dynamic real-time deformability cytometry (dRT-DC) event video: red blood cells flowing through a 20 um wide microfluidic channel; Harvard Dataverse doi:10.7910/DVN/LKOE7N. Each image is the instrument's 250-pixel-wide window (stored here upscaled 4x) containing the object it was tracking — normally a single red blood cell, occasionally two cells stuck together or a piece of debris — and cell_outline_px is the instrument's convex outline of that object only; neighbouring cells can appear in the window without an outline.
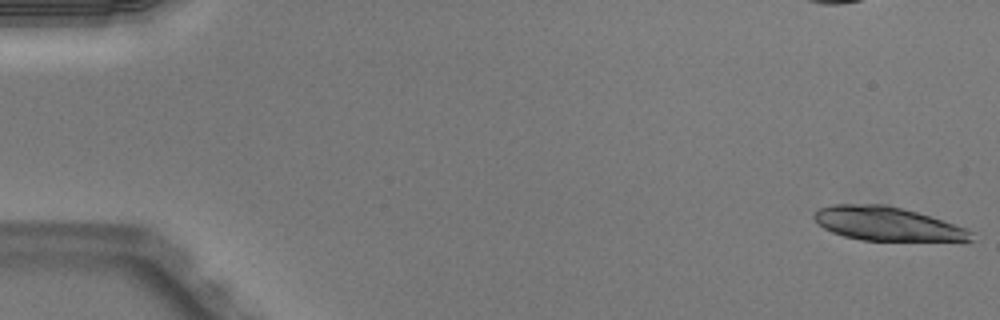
{"species": "Egyptian fruit bat (a non-hibernating species)", "species_latin": "Rousettus aegyptiacus", "temperature_condition": "warm", "stored_images_in_passage": 50, "camera_frame_rate_fps": 3000, "um_per_image_px": 0.085, "animal": {"sex": "male"}, "frame": {"image": 1, "passage_image": 1, "time_ms": 0.0, "image_size_px": [1000, 320], "cell_outline_px": [[972, 240], [964, 244], [860, 240], [844, 236], [832, 232], [824, 228], [812, 216], [820, 208], [832, 204], [884, 204], [916, 212], [964, 228], [972, 232]], "centroid_in_image_um": [75.52, 19.09], "position_along_channel_um": 9.5, "area_um2": 31.73}}
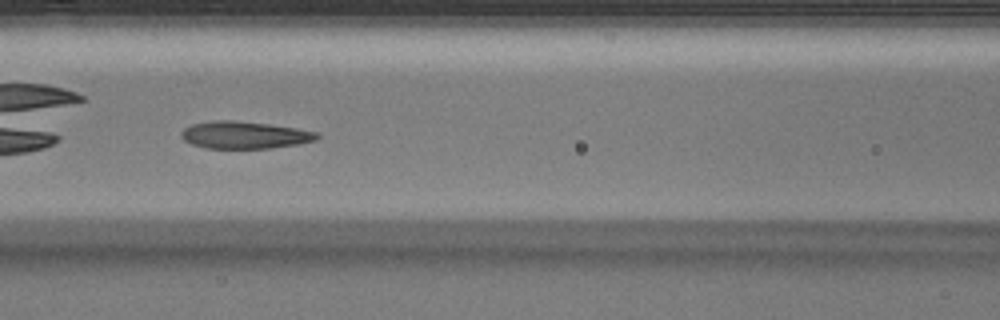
{"frame": {"image": 2, "passage_image": 23, "time_ms": 7.333, "image_size_px": [1000, 320], "cell_outline_px": [[320, 136], [316, 140], [300, 144], [272, 148], [204, 148], [192, 144], [184, 140], [180, 136], [180, 132], [184, 128], [192, 124], [212, 120], [236, 120], [268, 124], [296, 128], [316, 132]], "centroid_in_image_um": [20.77, 11.47], "position_along_channel_um": 145.8, "area_um2": 21.68}}
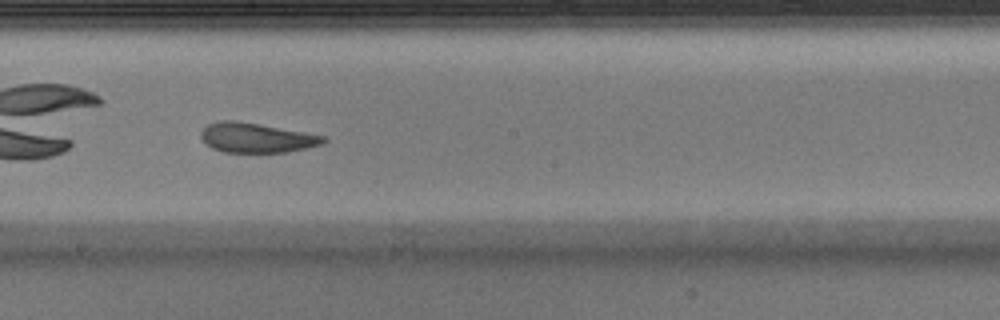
{"frame": {"image": 3, "passage_image": 29, "time_ms": 9.333, "image_size_px": [1000, 320], "cell_outline_px": [[328, 140], [320, 144], [288, 152], [224, 152], [212, 148], [200, 136], [200, 132], [208, 124], [220, 120], [236, 120], [260, 124], [304, 132], [324, 136]], "centroid_in_image_um": [21.77, 11.7], "position_along_channel_um": 226.4, "area_um2": 20.98}, "authors_computed_cell_mechanics": {"area_um2": 23.8425, "velocity_mm_per_s": 4.0314, "shape_relaxation_time_tau1_ms": 3.2025, "shape_relaxation_time_tau2_ms": 1.1747, "deformation_change_tau1": 0.1647, "deformation_change_tau2": 0.0809}}